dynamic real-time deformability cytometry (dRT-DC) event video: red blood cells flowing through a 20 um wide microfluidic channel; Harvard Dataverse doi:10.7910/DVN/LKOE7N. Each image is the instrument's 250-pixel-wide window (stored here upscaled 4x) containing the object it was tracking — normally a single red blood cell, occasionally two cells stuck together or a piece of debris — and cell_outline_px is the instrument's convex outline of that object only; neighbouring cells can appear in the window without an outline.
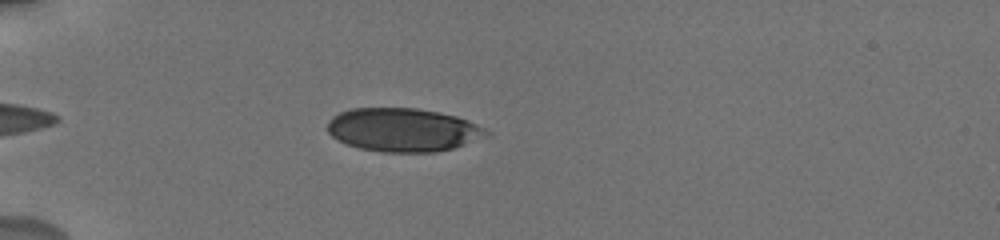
{"species": "human", "species_latin": "Homo sapiens", "temperature_condition": "cold", "stored_images_in_passage": 12, "camera_frame_rate_fps": 3000, "um_per_image_px": 0.085, "donor": {"sex": "male"}, "frame": {"image": 1, "passage_image": 7, "time_ms": 1.667, "image_size_px": [1000, 240], "cell_outline_px": [[492, 132], [464, 144], [452, 148], [436, 152], [380, 152], [360, 148], [344, 144], [336, 140], [328, 132], [328, 120], [332, 116], [340, 112], [352, 108], [416, 108], [440, 112], [456, 116], [468, 120]], "centroid_in_image_um": [34.2, 11.03], "position_along_channel_um": 50.8, "area_um2": 40.23}}